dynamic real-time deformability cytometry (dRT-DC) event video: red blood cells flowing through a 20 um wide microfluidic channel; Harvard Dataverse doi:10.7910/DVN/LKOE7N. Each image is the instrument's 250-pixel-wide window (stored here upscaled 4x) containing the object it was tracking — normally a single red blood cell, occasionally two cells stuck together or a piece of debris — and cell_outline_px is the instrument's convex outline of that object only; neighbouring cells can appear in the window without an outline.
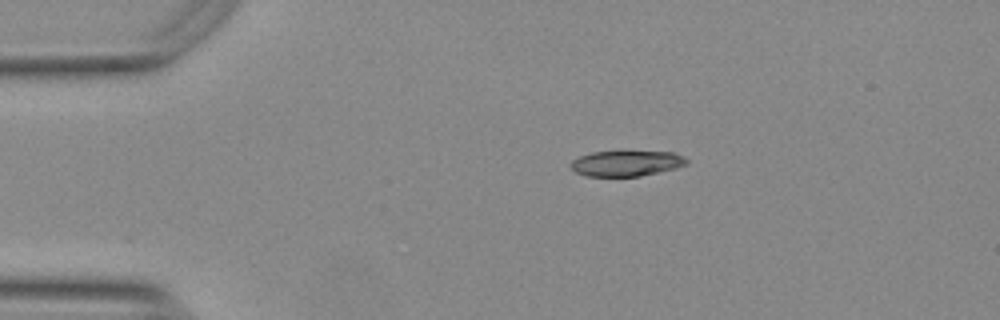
{"species": "Egyptian fruit bat (a non-hibernating species)", "species_latin": "Rousettus aegyptiacus", "temperature_condition": "warm", "stored_images_in_passage": 45, "camera_frame_rate_fps": 3000, "um_per_image_px": 0.085, "animal": {"sex": "female"}, "frame": {"image": 1, "passage_image": 1, "time_ms": 0.0, "image_size_px": [1000, 320], "cell_outline_px": [[688, 164], [676, 168], [640, 176], [588, 176], [576, 172], [572, 168], [572, 160], [580, 156], [592, 152], [672, 152], [688, 160]], "centroid_in_image_um": [53.25, 13.89], "position_along_channel_um": 31.8, "area_um2": 16.88}}
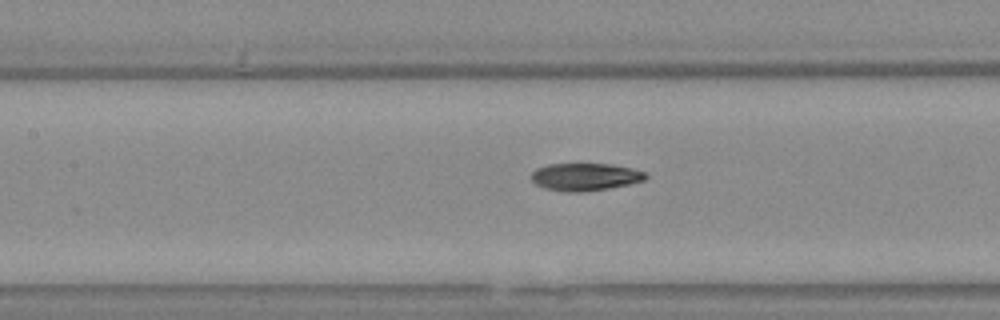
{"frame": {"image": 2, "passage_image": 15, "time_ms": 4.667, "image_size_px": [1000, 320], "cell_outline_px": [[648, 176], [644, 180], [628, 184], [608, 188], [584, 192], [564, 192], [544, 188], [536, 184], [532, 180], [532, 172], [536, 168], [548, 164], [612, 164], [632, 168], [644, 172]], "centroid_in_image_um": [49.72, 15.03], "position_along_channel_um": 157.7, "area_um2": 18.32}}
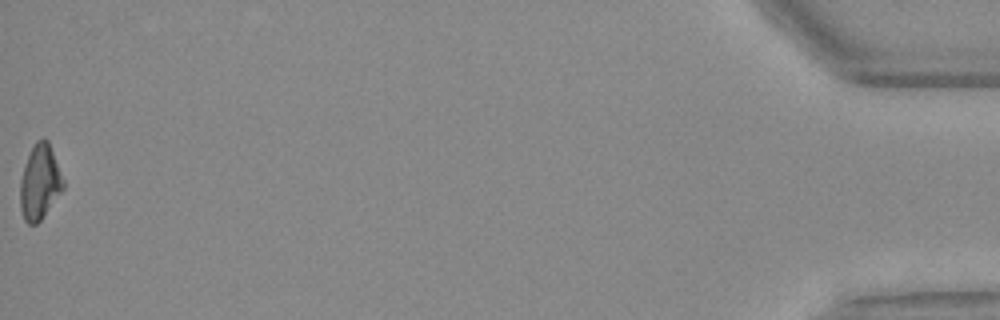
{"frame": {"image": 3, "passage_image": 45, "time_ms": 14.667, "image_size_px": [1000, 320], "cell_outline_px": [[64, 188], [40, 220], [36, 224], [28, 224], [24, 220], [20, 208], [20, 180], [28, 156], [36, 140], [44, 136], [48, 140], [64, 180]], "centroid_in_image_um": [3.38, 15.47], "position_along_channel_um": 431.8, "area_um2": 18.61}, "authors_computed_cell_mechanics": {"area_um2": 18.6694, "velocity_mm_per_s": 3.7542, "shape_relaxation_time_tau1_ms": 10.2787, "shape_relaxation_time_tau2_ms": 3.411, "deformation_change_tau1": 0.2479, "deformation_change_tau2": 0.0915}}